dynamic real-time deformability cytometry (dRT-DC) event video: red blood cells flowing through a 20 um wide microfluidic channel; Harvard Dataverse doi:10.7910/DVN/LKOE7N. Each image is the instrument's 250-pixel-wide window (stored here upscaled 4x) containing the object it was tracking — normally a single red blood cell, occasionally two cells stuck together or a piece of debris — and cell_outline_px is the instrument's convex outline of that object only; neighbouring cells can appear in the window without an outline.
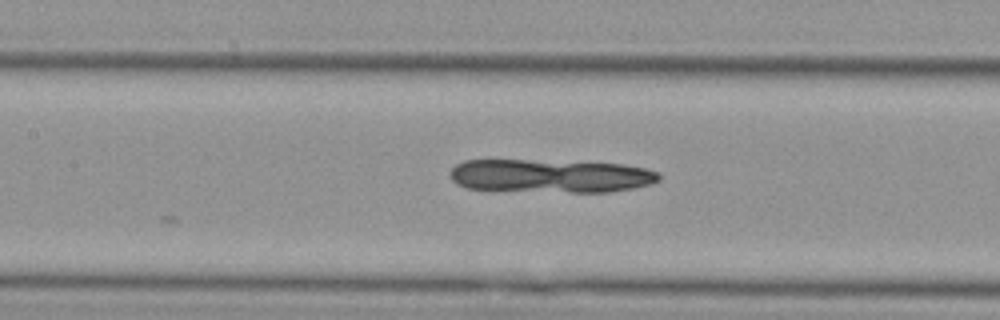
{"species": "Egyptian fruit bat (a non-hibernating species)", "species_latin": "Rousettus aegyptiacus", "temperature_condition": "cold", "stored_images_in_passage": 14, "camera_frame_rate_fps": 3000, "um_per_image_px": 0.085, "animal": {"sex": "female"}, "frame": {"image": 1, "passage_image": 11, "time_ms": 3.333, "image_size_px": [1000, 320], "cell_outline_px": [[660, 180], [652, 184], [612, 192], [572, 192], [468, 188], [456, 184], [452, 180], [448, 172], [456, 164], [464, 160], [528, 160], [624, 164], [648, 168], [660, 172]], "centroid_in_image_um": [46.83, 14.95], "position_along_channel_um": 160.6, "area_um2": 40.63}}